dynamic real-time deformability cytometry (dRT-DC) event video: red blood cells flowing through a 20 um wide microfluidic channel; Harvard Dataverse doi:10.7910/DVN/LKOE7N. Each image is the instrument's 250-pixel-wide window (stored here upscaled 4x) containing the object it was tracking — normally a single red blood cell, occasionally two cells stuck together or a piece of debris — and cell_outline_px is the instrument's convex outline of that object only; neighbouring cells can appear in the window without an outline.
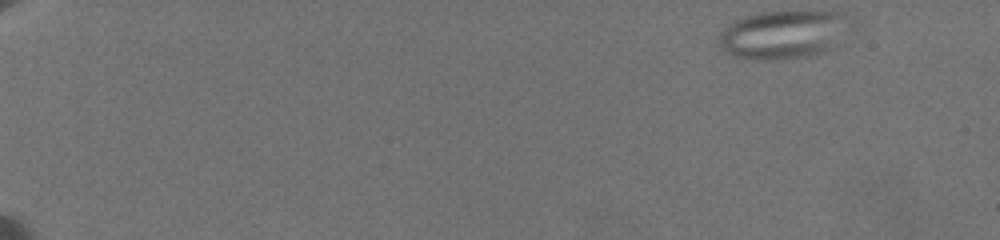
{"species": "common noctule bat (a hibernating species)", "species_latin": "Nyctalus noctula", "temperature_condition": "warm", "stored_images_in_passage": 45, "camera_frame_rate_fps": 3000, "um_per_image_px": 0.085, "animal": {"sex": "female", "body_mass_g": 19.5, "forearm_length_mm": 54.1}, "frame": {"image": 1, "passage_image": 1, "time_ms": 0.0, "image_size_px": [1000, 240], "cell_outline_px": [[856, 24], [832, 48], [812, 56], [780, 60], [752, 60], [732, 56], [724, 52], [720, 48], [716, 40], [720, 32], [728, 24], [744, 16], [756, 12], [844, 12]], "centroid_in_image_um": [66.61, 2.95], "position_along_channel_um": 18.4, "area_um2": 38.15}}
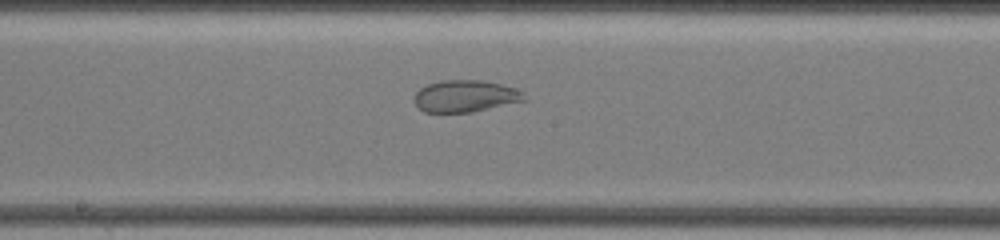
{"frame": {"image": 2, "passage_image": 23, "time_ms": 10.333, "image_size_px": [1000, 240], "cell_outline_px": [[528, 100], [472, 112], [424, 112], [412, 100], [416, 92], [420, 88], [428, 84], [440, 80], [484, 80], [516, 88], [524, 92], [528, 96]], "centroid_in_image_um": [39.59, 8.16], "position_along_channel_um": 208.6, "area_um2": 20.69}}
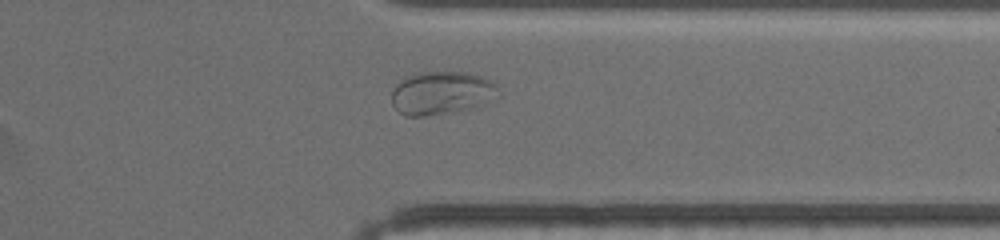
{"frame": {"image": 3, "passage_image": 40, "time_ms": 15.0, "image_size_px": [1000, 240], "cell_outline_px": [[496, 100], [472, 108], [452, 112], [424, 116], [404, 116], [392, 104], [392, 88], [400, 80], [408, 76], [420, 72], [468, 72], [492, 80], [496, 84]], "centroid_in_image_um": [37.53, 7.9], "position_along_channel_um": 373.9, "area_um2": 26.99}}